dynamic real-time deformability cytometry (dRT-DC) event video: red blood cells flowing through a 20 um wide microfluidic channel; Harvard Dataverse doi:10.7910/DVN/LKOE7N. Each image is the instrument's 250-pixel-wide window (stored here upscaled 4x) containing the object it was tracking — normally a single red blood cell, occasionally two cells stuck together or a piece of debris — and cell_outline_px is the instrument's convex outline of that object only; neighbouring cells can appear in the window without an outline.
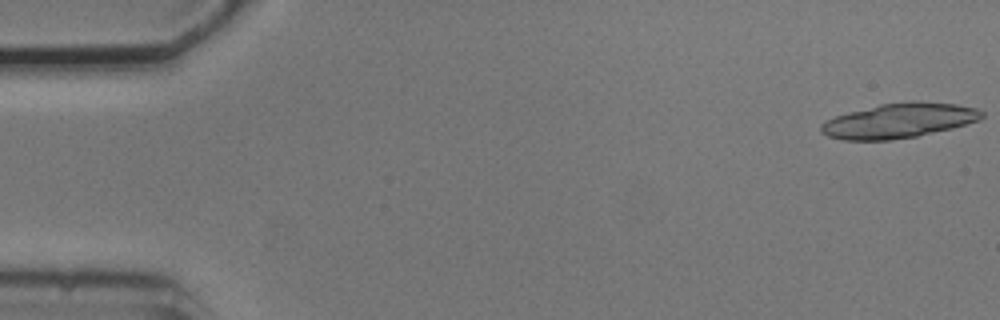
{"species": "common noctule bat (a hibernating species)", "species_latin": "Nyctalus noctula", "temperature_condition": "cold", "stored_images_in_passage": 6, "camera_frame_rate_fps": 3000, "um_per_image_px": 0.085, "animal": {"sex": "male", "body_mass_g": 20.5, "forearm_length_mm": 52.5}, "frame": {"image": 1, "passage_image": 1, "time_ms": 0.0, "image_size_px": [1000, 320], "cell_outline_px": [[984, 116], [980, 120], [952, 128], [916, 136], [892, 140], [844, 140], [828, 136], [820, 132], [820, 124], [836, 116], [848, 112], [880, 104], [912, 100], [916, 100], [956, 104], [976, 108], [984, 112]], "centroid_in_image_um": [76.43, 10.24], "position_along_channel_um": 8.6, "area_um2": 32.66}}
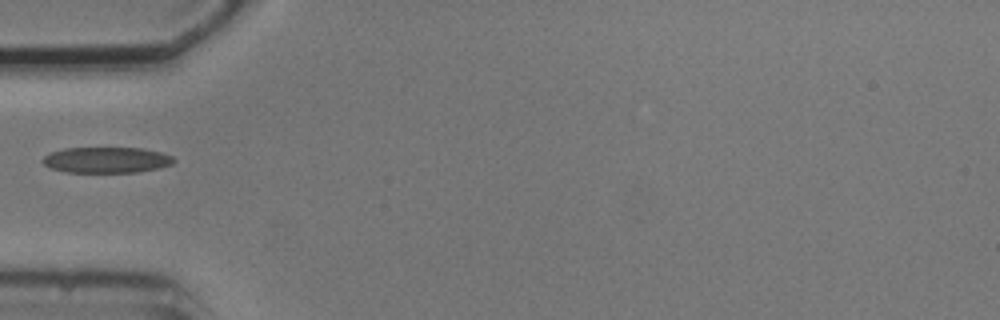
{"frame": {"image": 2, "passage_image": 6, "time_ms": 5.667, "image_size_px": [1000, 320], "cell_outline_px": [[176, 160], [172, 164], [160, 168], [136, 172], [64, 172], [52, 168], [44, 164], [40, 160], [44, 156], [52, 152], [64, 148], [144, 148], [160, 152], [172, 156]], "centroid_in_image_um": [9.06, 13.59], "position_along_channel_um": 75.9, "area_um2": 19.77}}